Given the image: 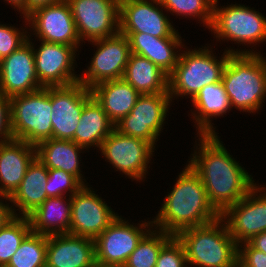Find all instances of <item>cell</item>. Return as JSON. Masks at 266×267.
I'll use <instances>...</instances> for the list:
<instances>
[{"instance_id": "14", "label": "cell", "mask_w": 266, "mask_h": 267, "mask_svg": "<svg viewBox=\"0 0 266 267\" xmlns=\"http://www.w3.org/2000/svg\"><path fill=\"white\" fill-rule=\"evenodd\" d=\"M28 41L0 60V93L7 98L36 91L43 86L36 73L34 48Z\"/></svg>"}, {"instance_id": "21", "label": "cell", "mask_w": 266, "mask_h": 267, "mask_svg": "<svg viewBox=\"0 0 266 267\" xmlns=\"http://www.w3.org/2000/svg\"><path fill=\"white\" fill-rule=\"evenodd\" d=\"M35 158L34 145L17 139L0 141V196L9 200Z\"/></svg>"}, {"instance_id": "26", "label": "cell", "mask_w": 266, "mask_h": 267, "mask_svg": "<svg viewBox=\"0 0 266 267\" xmlns=\"http://www.w3.org/2000/svg\"><path fill=\"white\" fill-rule=\"evenodd\" d=\"M137 92L157 94L168 92V75L149 59L131 53L123 77Z\"/></svg>"}, {"instance_id": "37", "label": "cell", "mask_w": 266, "mask_h": 267, "mask_svg": "<svg viewBox=\"0 0 266 267\" xmlns=\"http://www.w3.org/2000/svg\"><path fill=\"white\" fill-rule=\"evenodd\" d=\"M244 250L238 248L237 267H266V254L244 242Z\"/></svg>"}, {"instance_id": "31", "label": "cell", "mask_w": 266, "mask_h": 267, "mask_svg": "<svg viewBox=\"0 0 266 267\" xmlns=\"http://www.w3.org/2000/svg\"><path fill=\"white\" fill-rule=\"evenodd\" d=\"M47 236L31 232L5 267H45Z\"/></svg>"}, {"instance_id": "20", "label": "cell", "mask_w": 266, "mask_h": 267, "mask_svg": "<svg viewBox=\"0 0 266 267\" xmlns=\"http://www.w3.org/2000/svg\"><path fill=\"white\" fill-rule=\"evenodd\" d=\"M94 261V239L69 233L47 236L45 267H91Z\"/></svg>"}, {"instance_id": "16", "label": "cell", "mask_w": 266, "mask_h": 267, "mask_svg": "<svg viewBox=\"0 0 266 267\" xmlns=\"http://www.w3.org/2000/svg\"><path fill=\"white\" fill-rule=\"evenodd\" d=\"M262 188L257 189L254 186L247 195L221 215L222 219L230 216L226 224L238 246L240 242H248L255 235L266 231V193L253 197L256 191L260 192Z\"/></svg>"}, {"instance_id": "39", "label": "cell", "mask_w": 266, "mask_h": 267, "mask_svg": "<svg viewBox=\"0 0 266 267\" xmlns=\"http://www.w3.org/2000/svg\"><path fill=\"white\" fill-rule=\"evenodd\" d=\"M63 0H26V16L39 7L55 4Z\"/></svg>"}, {"instance_id": "38", "label": "cell", "mask_w": 266, "mask_h": 267, "mask_svg": "<svg viewBox=\"0 0 266 267\" xmlns=\"http://www.w3.org/2000/svg\"><path fill=\"white\" fill-rule=\"evenodd\" d=\"M3 134V135H2ZM0 135L3 136L2 142L13 139L10 126V98L0 93Z\"/></svg>"}, {"instance_id": "33", "label": "cell", "mask_w": 266, "mask_h": 267, "mask_svg": "<svg viewBox=\"0 0 266 267\" xmlns=\"http://www.w3.org/2000/svg\"><path fill=\"white\" fill-rule=\"evenodd\" d=\"M179 15L199 16L207 26L211 27L215 0H152Z\"/></svg>"}, {"instance_id": "2", "label": "cell", "mask_w": 266, "mask_h": 267, "mask_svg": "<svg viewBox=\"0 0 266 267\" xmlns=\"http://www.w3.org/2000/svg\"><path fill=\"white\" fill-rule=\"evenodd\" d=\"M220 217L208 200L200 176L188 164L152 223L176 236L182 230L209 224Z\"/></svg>"}, {"instance_id": "1", "label": "cell", "mask_w": 266, "mask_h": 267, "mask_svg": "<svg viewBox=\"0 0 266 267\" xmlns=\"http://www.w3.org/2000/svg\"><path fill=\"white\" fill-rule=\"evenodd\" d=\"M199 156L191 159V168L200 176L208 200L222 215L256 186L248 173L227 152L216 134L201 135Z\"/></svg>"}, {"instance_id": "19", "label": "cell", "mask_w": 266, "mask_h": 267, "mask_svg": "<svg viewBox=\"0 0 266 267\" xmlns=\"http://www.w3.org/2000/svg\"><path fill=\"white\" fill-rule=\"evenodd\" d=\"M143 229L116 219L95 239V260L124 266L131 253L143 238Z\"/></svg>"}, {"instance_id": "34", "label": "cell", "mask_w": 266, "mask_h": 267, "mask_svg": "<svg viewBox=\"0 0 266 267\" xmlns=\"http://www.w3.org/2000/svg\"><path fill=\"white\" fill-rule=\"evenodd\" d=\"M83 184L73 175L60 170L48 169V179L46 186V194L48 198L61 197L63 190H70L73 196Z\"/></svg>"}, {"instance_id": "13", "label": "cell", "mask_w": 266, "mask_h": 267, "mask_svg": "<svg viewBox=\"0 0 266 267\" xmlns=\"http://www.w3.org/2000/svg\"><path fill=\"white\" fill-rule=\"evenodd\" d=\"M71 198L69 234L95 239L117 217L95 193L83 185Z\"/></svg>"}, {"instance_id": "32", "label": "cell", "mask_w": 266, "mask_h": 267, "mask_svg": "<svg viewBox=\"0 0 266 267\" xmlns=\"http://www.w3.org/2000/svg\"><path fill=\"white\" fill-rule=\"evenodd\" d=\"M147 232L123 267H155L160 250L173 237L162 230L158 235L154 231Z\"/></svg>"}, {"instance_id": "11", "label": "cell", "mask_w": 266, "mask_h": 267, "mask_svg": "<svg viewBox=\"0 0 266 267\" xmlns=\"http://www.w3.org/2000/svg\"><path fill=\"white\" fill-rule=\"evenodd\" d=\"M153 145L142 139L124 135L114 129L102 142L100 150L117 169L131 178L144 177ZM149 158V159H148Z\"/></svg>"}, {"instance_id": "42", "label": "cell", "mask_w": 266, "mask_h": 267, "mask_svg": "<svg viewBox=\"0 0 266 267\" xmlns=\"http://www.w3.org/2000/svg\"><path fill=\"white\" fill-rule=\"evenodd\" d=\"M8 3L16 6L20 11H23L22 13L25 15L26 18V0H6Z\"/></svg>"}, {"instance_id": "6", "label": "cell", "mask_w": 266, "mask_h": 267, "mask_svg": "<svg viewBox=\"0 0 266 267\" xmlns=\"http://www.w3.org/2000/svg\"><path fill=\"white\" fill-rule=\"evenodd\" d=\"M210 52L208 49H199L179 55L177 65L168 76L171 98L173 95H190L193 99L204 86L221 81L223 69L231 54H253L249 51L228 50L217 61Z\"/></svg>"}, {"instance_id": "30", "label": "cell", "mask_w": 266, "mask_h": 267, "mask_svg": "<svg viewBox=\"0 0 266 267\" xmlns=\"http://www.w3.org/2000/svg\"><path fill=\"white\" fill-rule=\"evenodd\" d=\"M14 215L0 228V267H5L22 241L32 232L28 217Z\"/></svg>"}, {"instance_id": "36", "label": "cell", "mask_w": 266, "mask_h": 267, "mask_svg": "<svg viewBox=\"0 0 266 267\" xmlns=\"http://www.w3.org/2000/svg\"><path fill=\"white\" fill-rule=\"evenodd\" d=\"M14 28L0 25V60L19 49L28 37Z\"/></svg>"}, {"instance_id": "27", "label": "cell", "mask_w": 266, "mask_h": 267, "mask_svg": "<svg viewBox=\"0 0 266 267\" xmlns=\"http://www.w3.org/2000/svg\"><path fill=\"white\" fill-rule=\"evenodd\" d=\"M62 200L63 196L47 198L28 216L32 232L46 236L69 233L71 223V199L69 198V202L66 204H64ZM56 226L58 227L57 230Z\"/></svg>"}, {"instance_id": "7", "label": "cell", "mask_w": 266, "mask_h": 267, "mask_svg": "<svg viewBox=\"0 0 266 267\" xmlns=\"http://www.w3.org/2000/svg\"><path fill=\"white\" fill-rule=\"evenodd\" d=\"M170 98L169 93L140 95L131 112L115 124V129L154 146L166 117Z\"/></svg>"}, {"instance_id": "28", "label": "cell", "mask_w": 266, "mask_h": 267, "mask_svg": "<svg viewBox=\"0 0 266 267\" xmlns=\"http://www.w3.org/2000/svg\"><path fill=\"white\" fill-rule=\"evenodd\" d=\"M82 146L72 140L48 139L36 146V158L47 169H60L75 176L83 185L79 168L78 150Z\"/></svg>"}, {"instance_id": "41", "label": "cell", "mask_w": 266, "mask_h": 267, "mask_svg": "<svg viewBox=\"0 0 266 267\" xmlns=\"http://www.w3.org/2000/svg\"><path fill=\"white\" fill-rule=\"evenodd\" d=\"M14 211L6 206L2 202H0V228L14 216Z\"/></svg>"}, {"instance_id": "40", "label": "cell", "mask_w": 266, "mask_h": 267, "mask_svg": "<svg viewBox=\"0 0 266 267\" xmlns=\"http://www.w3.org/2000/svg\"><path fill=\"white\" fill-rule=\"evenodd\" d=\"M254 248L266 254V231L255 235L248 241Z\"/></svg>"}, {"instance_id": "4", "label": "cell", "mask_w": 266, "mask_h": 267, "mask_svg": "<svg viewBox=\"0 0 266 267\" xmlns=\"http://www.w3.org/2000/svg\"><path fill=\"white\" fill-rule=\"evenodd\" d=\"M221 221L220 217L214 222L187 228L176 235L185 248L188 264L199 267H237L238 245L230 235L227 224L219 228Z\"/></svg>"}, {"instance_id": "10", "label": "cell", "mask_w": 266, "mask_h": 267, "mask_svg": "<svg viewBox=\"0 0 266 267\" xmlns=\"http://www.w3.org/2000/svg\"><path fill=\"white\" fill-rule=\"evenodd\" d=\"M91 42L99 45L85 77L80 83L91 89L98 83L121 79L131 54L128 37L118 33L112 37L96 39Z\"/></svg>"}, {"instance_id": "23", "label": "cell", "mask_w": 266, "mask_h": 267, "mask_svg": "<svg viewBox=\"0 0 266 267\" xmlns=\"http://www.w3.org/2000/svg\"><path fill=\"white\" fill-rule=\"evenodd\" d=\"M90 90L114 124L131 112L141 95L123 78L103 81Z\"/></svg>"}, {"instance_id": "35", "label": "cell", "mask_w": 266, "mask_h": 267, "mask_svg": "<svg viewBox=\"0 0 266 267\" xmlns=\"http://www.w3.org/2000/svg\"><path fill=\"white\" fill-rule=\"evenodd\" d=\"M186 253L183 244L173 236L160 250L155 267H186Z\"/></svg>"}, {"instance_id": "18", "label": "cell", "mask_w": 266, "mask_h": 267, "mask_svg": "<svg viewBox=\"0 0 266 267\" xmlns=\"http://www.w3.org/2000/svg\"><path fill=\"white\" fill-rule=\"evenodd\" d=\"M148 33L154 37H180L163 13L147 0H120L119 33Z\"/></svg>"}, {"instance_id": "8", "label": "cell", "mask_w": 266, "mask_h": 267, "mask_svg": "<svg viewBox=\"0 0 266 267\" xmlns=\"http://www.w3.org/2000/svg\"><path fill=\"white\" fill-rule=\"evenodd\" d=\"M66 1L70 5L80 39L84 37L93 41L119 33L120 0Z\"/></svg>"}, {"instance_id": "3", "label": "cell", "mask_w": 266, "mask_h": 267, "mask_svg": "<svg viewBox=\"0 0 266 267\" xmlns=\"http://www.w3.org/2000/svg\"><path fill=\"white\" fill-rule=\"evenodd\" d=\"M221 82L231 107L256 111L266 95V60L257 53L231 54Z\"/></svg>"}, {"instance_id": "22", "label": "cell", "mask_w": 266, "mask_h": 267, "mask_svg": "<svg viewBox=\"0 0 266 267\" xmlns=\"http://www.w3.org/2000/svg\"><path fill=\"white\" fill-rule=\"evenodd\" d=\"M121 34L128 37L131 53L149 59L168 76L173 72L179 59L173 48L182 43L179 37H154L142 32Z\"/></svg>"}, {"instance_id": "15", "label": "cell", "mask_w": 266, "mask_h": 267, "mask_svg": "<svg viewBox=\"0 0 266 267\" xmlns=\"http://www.w3.org/2000/svg\"><path fill=\"white\" fill-rule=\"evenodd\" d=\"M26 20L33 21L32 26L42 41L75 48L80 42L71 8L66 0L39 7L27 15Z\"/></svg>"}, {"instance_id": "5", "label": "cell", "mask_w": 266, "mask_h": 267, "mask_svg": "<svg viewBox=\"0 0 266 267\" xmlns=\"http://www.w3.org/2000/svg\"><path fill=\"white\" fill-rule=\"evenodd\" d=\"M52 87L10 98V126L13 139L37 146L53 138L51 122Z\"/></svg>"}, {"instance_id": "29", "label": "cell", "mask_w": 266, "mask_h": 267, "mask_svg": "<svg viewBox=\"0 0 266 267\" xmlns=\"http://www.w3.org/2000/svg\"><path fill=\"white\" fill-rule=\"evenodd\" d=\"M193 104L199 112V115L195 116L196 123L199 126V133L201 135L215 134L211 127L210 116H220L224 112L228 111L230 101L227 93L224 90L222 82L209 84L204 86L196 96L192 99Z\"/></svg>"}, {"instance_id": "17", "label": "cell", "mask_w": 266, "mask_h": 267, "mask_svg": "<svg viewBox=\"0 0 266 267\" xmlns=\"http://www.w3.org/2000/svg\"><path fill=\"white\" fill-rule=\"evenodd\" d=\"M75 47L42 41L34 51L36 73L43 87L68 86L79 81L72 73ZM72 68V69H71Z\"/></svg>"}, {"instance_id": "9", "label": "cell", "mask_w": 266, "mask_h": 267, "mask_svg": "<svg viewBox=\"0 0 266 267\" xmlns=\"http://www.w3.org/2000/svg\"><path fill=\"white\" fill-rule=\"evenodd\" d=\"M214 3L211 29L217 37L233 41L253 43L266 40V18L241 5L216 8Z\"/></svg>"}, {"instance_id": "25", "label": "cell", "mask_w": 266, "mask_h": 267, "mask_svg": "<svg viewBox=\"0 0 266 267\" xmlns=\"http://www.w3.org/2000/svg\"><path fill=\"white\" fill-rule=\"evenodd\" d=\"M115 129L102 106L91 96L85 103L78 127L74 134V142L82 147L96 145L101 147L104 139Z\"/></svg>"}, {"instance_id": "43", "label": "cell", "mask_w": 266, "mask_h": 267, "mask_svg": "<svg viewBox=\"0 0 266 267\" xmlns=\"http://www.w3.org/2000/svg\"><path fill=\"white\" fill-rule=\"evenodd\" d=\"M91 267H123V266L116 265V264H106V263H102V262L95 260Z\"/></svg>"}, {"instance_id": "12", "label": "cell", "mask_w": 266, "mask_h": 267, "mask_svg": "<svg viewBox=\"0 0 266 267\" xmlns=\"http://www.w3.org/2000/svg\"><path fill=\"white\" fill-rule=\"evenodd\" d=\"M91 96V90L80 82L52 87L51 122L54 139L74 141L84 103Z\"/></svg>"}, {"instance_id": "24", "label": "cell", "mask_w": 266, "mask_h": 267, "mask_svg": "<svg viewBox=\"0 0 266 267\" xmlns=\"http://www.w3.org/2000/svg\"><path fill=\"white\" fill-rule=\"evenodd\" d=\"M48 169L37 158L28 166L18 189L9 198L22 211L23 217L33 213L48 197L46 186Z\"/></svg>"}]
</instances>
